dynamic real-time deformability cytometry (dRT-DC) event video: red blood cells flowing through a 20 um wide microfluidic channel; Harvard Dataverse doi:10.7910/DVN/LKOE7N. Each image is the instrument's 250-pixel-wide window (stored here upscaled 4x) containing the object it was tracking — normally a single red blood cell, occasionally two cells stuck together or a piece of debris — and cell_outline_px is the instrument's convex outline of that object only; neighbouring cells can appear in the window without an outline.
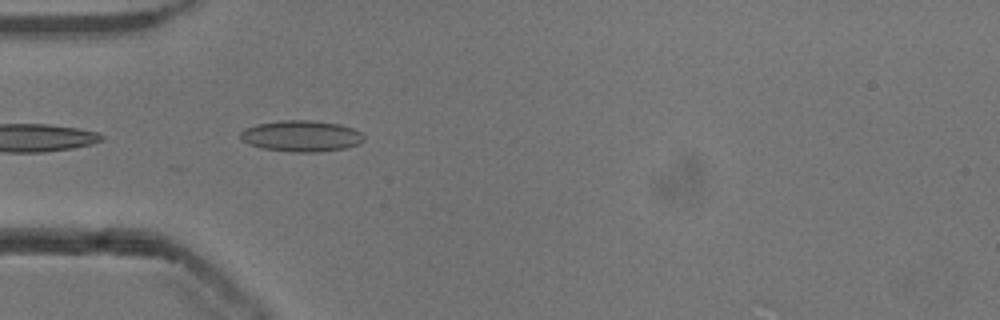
{"species": "common noctule bat (a hibernating species)", "species_latin": "Nyctalus noctula", "temperature_condition": "cold", "stored_images_in_passage": 24, "camera_frame_rate_fps": 3000, "um_per_image_px": 0.085, "animal": {"sex": "male", "body_mass_g": 13.3}, "frame": {"image": 1, "passage_image": 2, "time_ms": 0.333, "image_size_px": [1000, 320], "cell_outline_px": [[364, 140], [360, 144], [344, 148], [320, 152], [292, 152], [264, 148], [248, 144], [240, 136], [240, 132], [244, 128], [256, 124], [280, 120], [312, 120], [340, 124], [352, 128], [360, 132], [364, 136]], "centroid_in_image_um": [25.62, 11.56], "position_along_channel_um": 59.4, "area_um2": 22.48}}
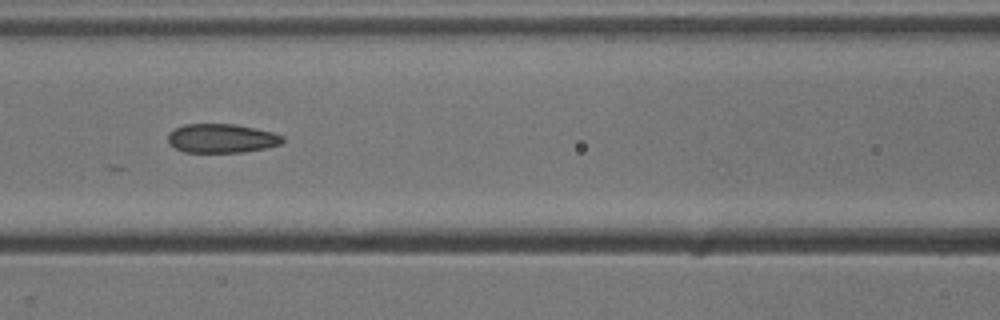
{"frame": {"image": 2, "passage_image": 9, "time_ms": 2.667, "image_size_px": [1000, 320], "cell_outline_px": [[284, 140], [280, 144], [264, 148], [244, 152], [184, 152], [168, 144], [168, 132], [184, 124], [236, 124], [256, 128], [272, 132], [284, 136]], "centroid_in_image_um": [18.82, 11.75], "position_along_channel_um": 147.8, "area_um2": 19.42}}
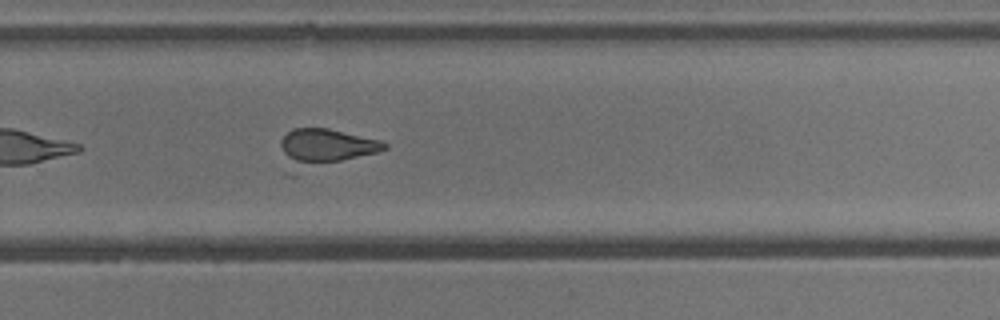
{"frame": {"image": 3, "passage_image": 21, "time_ms": 6.667, "image_size_px": [1000, 320], "cell_outline_px": [[388, 148], [376, 152], [296, 176], [284, 176], [280, 144], [280, 140], [292, 128], [328, 128], [380, 140], [388, 144]], "centroid_in_image_um": [27.44, 12.66], "position_along_channel_um": 302.4, "area_um2": 24.22}}